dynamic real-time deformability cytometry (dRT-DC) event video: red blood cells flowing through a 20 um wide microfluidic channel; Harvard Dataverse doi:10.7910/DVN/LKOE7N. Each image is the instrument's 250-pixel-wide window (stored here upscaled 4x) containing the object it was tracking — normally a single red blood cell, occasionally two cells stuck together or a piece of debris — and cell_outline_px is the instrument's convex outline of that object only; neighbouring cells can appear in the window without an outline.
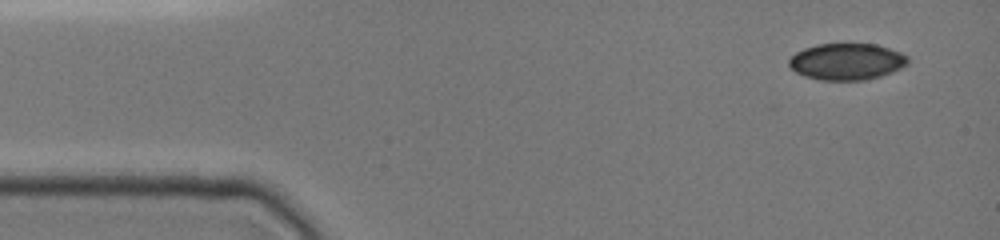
{"species": "common noctule bat (a hibernating species)", "species_latin": "Nyctalus noctula", "temperature_condition": "cold", "stored_images_in_passage": 6, "camera_frame_rate_fps": 3000, "um_per_image_px": 0.085, "animal": {"sex": "female", "body_mass_g": 19.0, "forearm_length_mm": 51.5}, "frame": {"image": 1, "passage_image": 1, "time_ms": 0.0, "image_size_px": [1000, 240], "cell_outline_px": [[908, 64], [892, 72], [880, 76], [864, 80], [820, 80], [804, 76], [796, 72], [788, 64], [788, 60], [796, 52], [804, 48], [816, 44], [876, 44], [900, 52], [908, 56]], "centroid_in_image_um": [71.96, 5.23], "position_along_channel_um": 13.0, "area_um2": 25.32}}
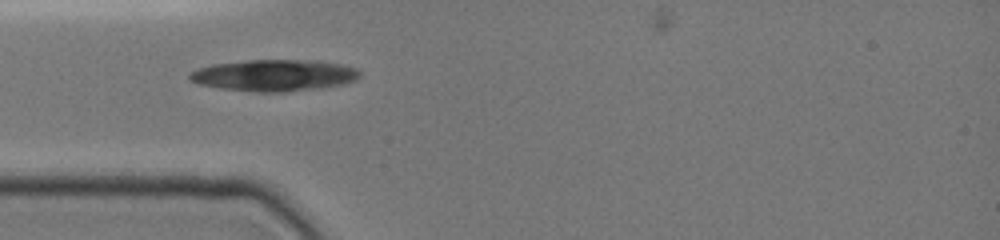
{"frame": {"image": 2, "passage_image": 5, "time_ms": 3.667, "image_size_px": [1000, 240], "cell_outline_px": [[360, 76], [356, 80], [344, 84], [320, 88], [284, 92], [256, 92], [220, 88], [200, 84], [188, 80], [188, 72], [196, 68], [212, 64], [248, 60], [312, 60], [344, 64], [356, 68], [360, 72]], "centroid_in_image_um": [23.29, 6.4], "position_along_channel_um": 61.7, "area_um2": 31.62}}
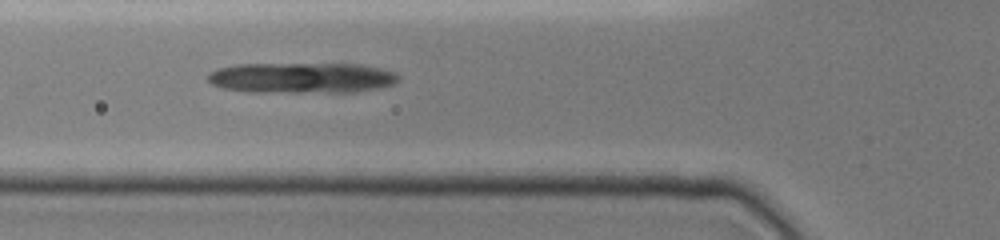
{"frame": {"image": 3, "passage_image": 6, "time_ms": 4.667, "image_size_px": [1000, 240], "cell_outline_px": [[400, 80], [392, 84], [380, 88], [356, 92], [248, 92], [224, 88], [212, 84], [208, 80], [208, 72], [216, 68], [236, 64], [360, 64], [380, 68], [396, 72], [400, 76]], "centroid_in_image_um": [25.66, 6.61], "position_along_channel_um": 100.1, "area_um2": 34.33}}